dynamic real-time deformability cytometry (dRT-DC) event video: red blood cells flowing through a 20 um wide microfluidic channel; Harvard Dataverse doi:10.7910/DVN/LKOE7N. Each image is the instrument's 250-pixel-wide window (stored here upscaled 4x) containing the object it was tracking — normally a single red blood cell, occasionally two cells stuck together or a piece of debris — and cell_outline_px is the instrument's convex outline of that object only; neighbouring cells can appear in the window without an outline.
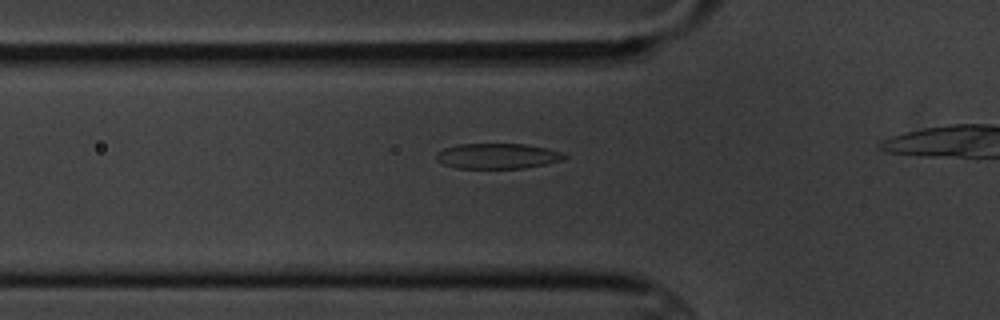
{"species": "common noctule bat (a hibernating species)", "species_latin": "Nyctalus noctula", "temperature_condition": "cold", "stored_images_in_passage": 4, "camera_frame_rate_fps": 3000, "um_per_image_px": 0.085, "animal": {"sex": "male", "body_mass_g": 20.1, "forearm_length_mm": 53.5}, "frame": {"image": 1, "passage_image": 4, "time_ms": 3.667, "image_size_px": [1000, 320], "cell_outline_px": [[568, 156], [564, 160], [524, 168], [456, 168], [444, 164], [436, 160], [436, 152], [444, 148], [456, 144], [524, 144], [548, 148], [564, 152]], "centroid_in_image_um": [42.3, 13.26], "position_along_channel_um": 83.5, "area_um2": 19.07}}